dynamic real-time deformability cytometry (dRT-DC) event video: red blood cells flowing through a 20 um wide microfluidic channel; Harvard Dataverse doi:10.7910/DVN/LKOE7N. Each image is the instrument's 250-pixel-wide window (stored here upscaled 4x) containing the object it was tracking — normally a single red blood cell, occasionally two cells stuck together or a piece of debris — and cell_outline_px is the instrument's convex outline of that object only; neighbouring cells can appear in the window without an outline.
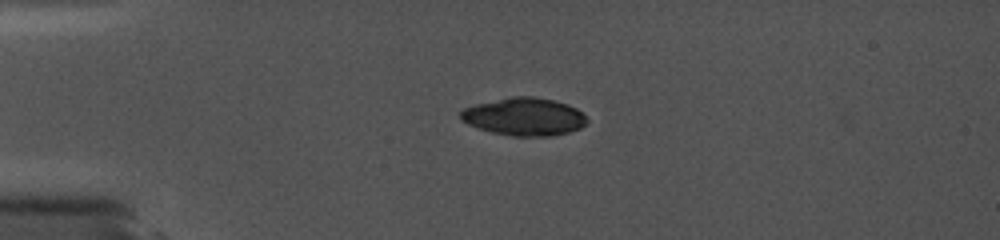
{"species": "common noctule bat (a hibernating species)", "species_latin": "Nyctalus noctula", "temperature_condition": "cold", "stored_images_in_passage": 3, "camera_frame_rate_fps": 5000, "um_per_image_px": 0.085, "animal": {"sex": "female", "body_mass_g": 19.0, "forearm_length_mm": 56.7}, "frame": {"image": 1, "passage_image": 1, "time_ms": 0.0, "image_size_px": [1000, 240], "cell_outline_px": [[588, 120], [580, 128], [568, 132], [552, 136], [512, 136], [492, 132], [468, 124], [460, 120], [460, 112], [464, 108], [476, 104], [512, 96], [532, 96], [552, 100], [568, 104], [576, 108]], "centroid_in_image_um": [44.54, 9.92], "position_along_channel_um": 40.5, "area_um2": 27.63}}